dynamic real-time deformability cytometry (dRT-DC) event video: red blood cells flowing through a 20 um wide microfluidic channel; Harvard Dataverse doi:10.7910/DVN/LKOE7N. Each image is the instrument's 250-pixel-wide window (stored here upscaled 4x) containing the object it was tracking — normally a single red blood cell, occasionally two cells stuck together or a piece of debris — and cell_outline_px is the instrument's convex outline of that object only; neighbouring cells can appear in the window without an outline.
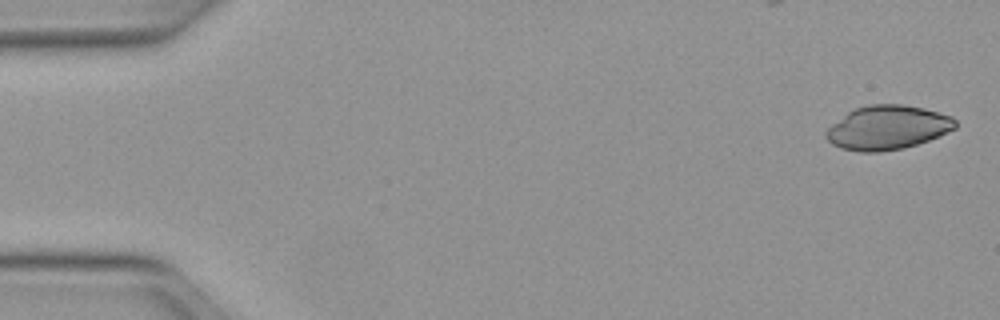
{"species": "Egyptian fruit bat (a non-hibernating species)", "species_latin": "Rousettus aegyptiacus", "temperature_condition": "warm", "stored_images_in_passage": 8, "camera_frame_rate_fps": 3000, "um_per_image_px": 0.085, "animal": {"sex": "female"}, "frame": {"image": 1, "passage_image": 1, "time_ms": 0.0, "image_size_px": [1000, 320], "cell_outline_px": [[956, 128], [928, 140], [904, 148], [880, 152], [860, 152], [840, 148], [832, 144], [824, 136], [824, 132], [832, 124], [848, 112], [856, 108], [872, 104], [904, 104], [924, 108], [952, 116], [956, 120]], "centroid_in_image_um": [75.43, 10.85], "position_along_channel_um": 9.6, "area_um2": 33.18}}